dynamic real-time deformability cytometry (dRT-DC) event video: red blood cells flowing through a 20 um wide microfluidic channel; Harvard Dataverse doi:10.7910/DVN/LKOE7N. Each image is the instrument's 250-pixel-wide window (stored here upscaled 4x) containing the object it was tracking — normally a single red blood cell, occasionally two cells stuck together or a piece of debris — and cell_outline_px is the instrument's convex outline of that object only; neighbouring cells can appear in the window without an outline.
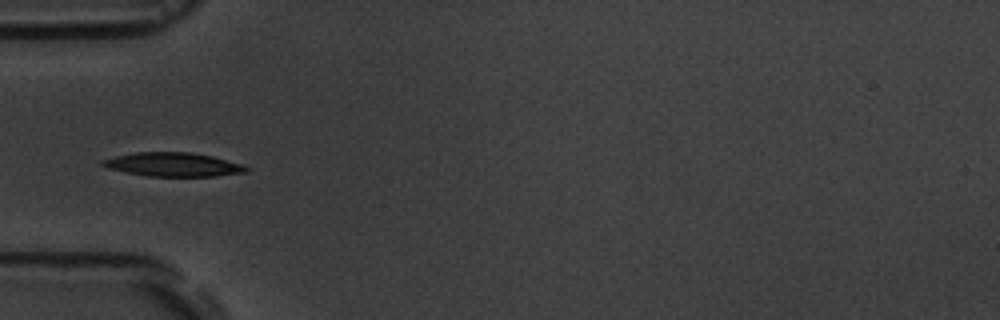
{"species": "common noctule bat (a hibernating species)", "species_latin": "Nyctalus noctula", "temperature_condition": "room temperature", "stored_images_in_passage": 7, "camera_frame_rate_fps": 3000, "um_per_image_px": 0.085, "animal": {"sex": "male", "body_mass_g": 19.5, "forearm_length_mm": 54.6}, "frame": {"image": 1, "passage_image": 5, "time_ms": 5.333, "image_size_px": [1000, 320], "cell_outline_px": [[248, 172], [216, 176], [148, 176], [108, 168], [100, 164], [100, 160], [116, 156], [136, 152], [192, 152], [212, 156], [244, 164], [248, 168]], "centroid_in_image_um": [14.75, 13.98], "position_along_channel_um": 70.3, "area_um2": 19.94}}
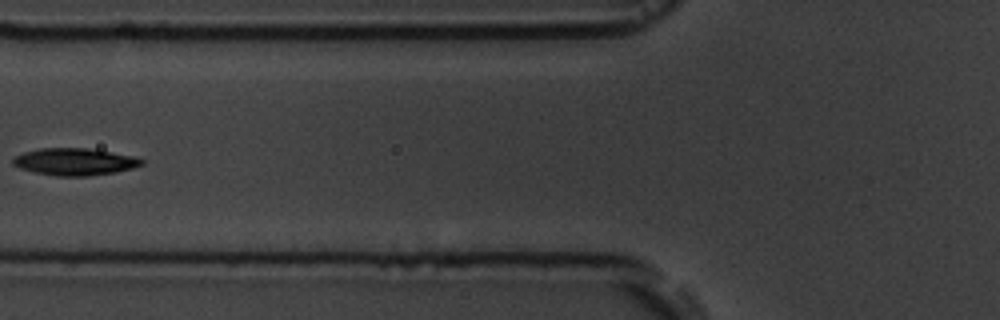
{"frame": {"image": 2, "passage_image": 6, "time_ms": 6.667, "image_size_px": [1000, 320], "cell_outline_px": [[144, 164], [132, 168], [116, 172], [88, 176], [56, 176], [36, 172], [20, 168], [12, 164], [12, 160], [16, 156], [24, 152], [40, 148], [88, 148], [132, 156], [144, 160]], "centroid_in_image_um": [6.35, 13.75], "position_along_channel_um": 119.5, "area_um2": 20.17}}
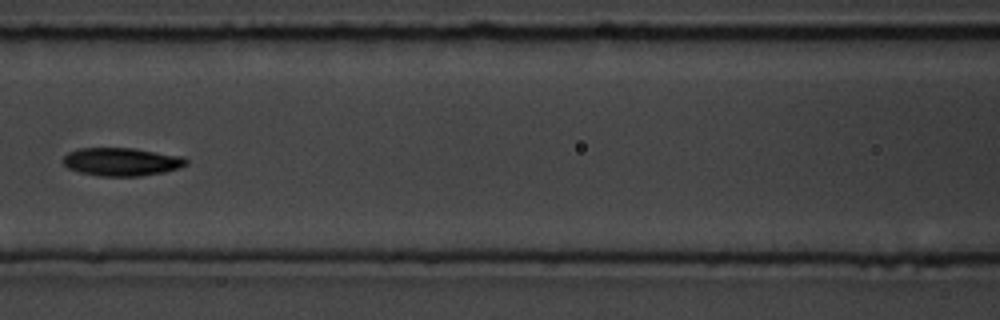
{"frame": {"image": 3, "passage_image": 7, "time_ms": 7.667, "image_size_px": [1000, 320], "cell_outline_px": [[188, 164], [180, 168], [164, 172], [140, 176], [100, 176], [80, 172], [68, 168], [64, 164], [64, 156], [68, 152], [80, 148], [132, 148], [184, 156], [188, 160]], "centroid_in_image_um": [10.38, 13.75], "position_along_channel_um": 156.2, "area_um2": 20.23}}